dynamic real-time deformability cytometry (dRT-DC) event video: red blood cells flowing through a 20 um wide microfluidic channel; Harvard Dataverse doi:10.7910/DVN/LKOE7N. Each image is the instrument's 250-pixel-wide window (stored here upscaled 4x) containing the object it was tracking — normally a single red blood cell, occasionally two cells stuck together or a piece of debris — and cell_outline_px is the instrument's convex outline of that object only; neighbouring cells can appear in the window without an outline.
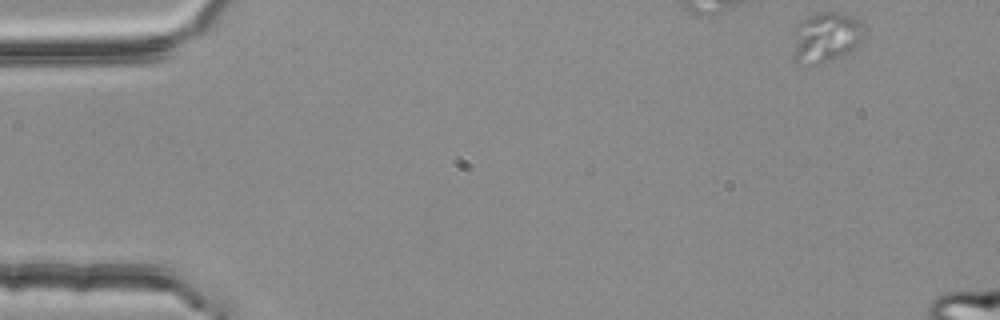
{"species": "common noctule bat (a hibernating species)", "species_latin": "Nyctalus noctula", "temperature_condition": "room temperature", "stored_images_in_passage": 11, "camera_frame_rate_fps": 3000, "um_per_image_px": 0.085, "animal": {"sex": "female", "body_mass_g": 25.1}, "frame": {"image": 1, "passage_image": 1, "time_ms": 0.0, "image_size_px": [1000, 320], "cell_outline_px": [[868, 32], [852, 48], [828, 60], [816, 64], [808, 64], [792, 60], [792, 56], [796, 28], [804, 20], [820, 12], [836, 12], [852, 16]], "centroid_in_image_um": [70.19, 3.15], "position_along_channel_um": 14.8, "area_um2": 20.0}}